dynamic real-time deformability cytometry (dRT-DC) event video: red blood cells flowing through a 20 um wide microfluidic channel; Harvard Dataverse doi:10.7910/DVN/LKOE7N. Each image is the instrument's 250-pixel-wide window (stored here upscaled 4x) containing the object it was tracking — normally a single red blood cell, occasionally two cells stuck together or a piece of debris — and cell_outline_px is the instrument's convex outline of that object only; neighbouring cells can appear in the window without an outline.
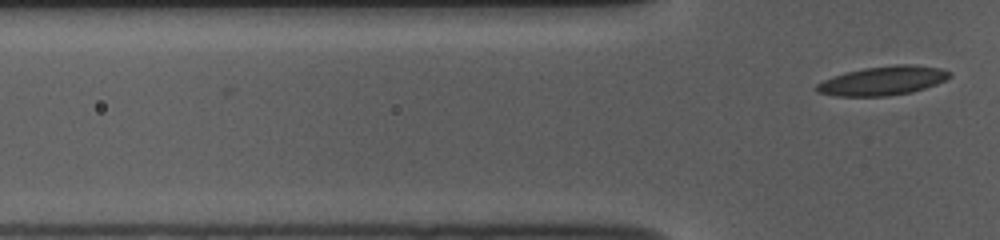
{"species": "common noctule bat (a hibernating species)", "species_latin": "Nyctalus noctula", "temperature_condition": "room temperature", "stored_images_in_passage": 3, "camera_frame_rate_fps": 3000, "um_per_image_px": 0.085, "animal": {"sex": "female", "body_mass_g": 10.0, "forearm_length_mm": 53.1}, "frame": {"image": 1, "passage_image": 3, "time_ms": 0.667, "image_size_px": [1000, 240], "cell_outline_px": [[952, 76], [936, 84], [912, 92], [888, 96], [836, 96], [816, 92], [816, 84], [824, 80], [844, 72], [864, 68], [896, 64], [912, 64], [940, 68], [952, 72]], "centroid_in_image_um": [75.05, 6.86], "position_along_channel_um": 50.8, "area_um2": 22.54}}